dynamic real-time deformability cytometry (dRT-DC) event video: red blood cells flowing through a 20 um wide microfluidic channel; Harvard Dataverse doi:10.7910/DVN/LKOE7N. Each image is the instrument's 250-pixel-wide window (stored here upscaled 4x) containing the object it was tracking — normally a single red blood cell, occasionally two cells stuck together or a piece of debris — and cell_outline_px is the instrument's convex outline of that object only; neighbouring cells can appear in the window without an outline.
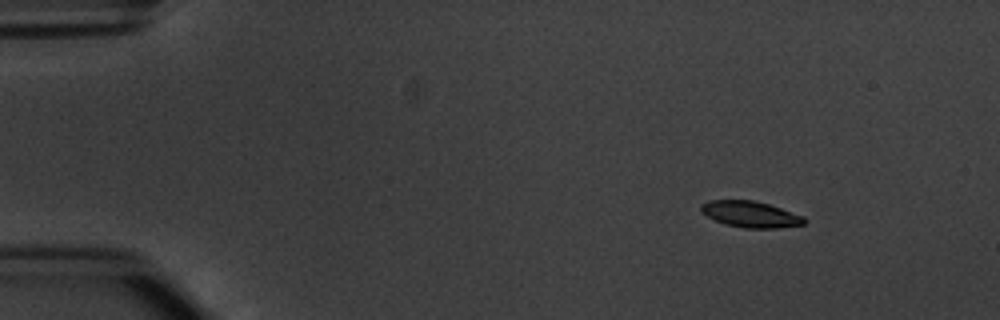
{"species": "common noctule bat (a hibernating species)", "species_latin": "Nyctalus noctula", "temperature_condition": "warm", "stored_images_in_passage": 5, "camera_frame_rate_fps": 3000, "um_per_image_px": 0.085, "animal": {"sex": "male", "body_mass_g": 20.1, "forearm_length_mm": 53.5}, "frame": {"image": 1, "passage_image": 1, "time_ms": 0.0, "image_size_px": [1000, 320], "cell_outline_px": [[804, 224], [776, 228], [744, 228], [724, 224], [700, 212], [700, 204], [708, 200], [752, 200], [768, 204], [804, 216]], "centroid_in_image_um": [63.75, 18.21], "position_along_channel_um": 21.3, "area_um2": 15.66}}
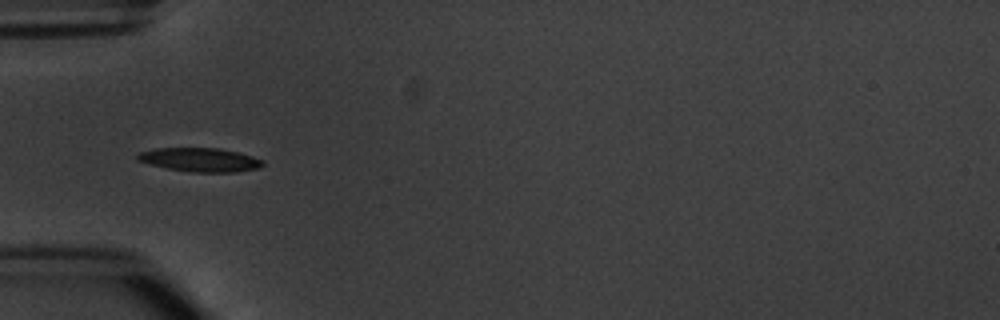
{"frame": {"image": 2, "passage_image": 4, "time_ms": 3.667, "image_size_px": [1000, 320], "cell_outline_px": [[264, 164], [260, 168], [236, 172], [188, 172], [148, 164], [136, 160], [136, 156], [140, 152], [156, 148], [220, 148], [240, 152], [264, 160]], "centroid_in_image_um": [17.03, 13.58], "position_along_channel_um": 68.0, "area_um2": 17.57}}